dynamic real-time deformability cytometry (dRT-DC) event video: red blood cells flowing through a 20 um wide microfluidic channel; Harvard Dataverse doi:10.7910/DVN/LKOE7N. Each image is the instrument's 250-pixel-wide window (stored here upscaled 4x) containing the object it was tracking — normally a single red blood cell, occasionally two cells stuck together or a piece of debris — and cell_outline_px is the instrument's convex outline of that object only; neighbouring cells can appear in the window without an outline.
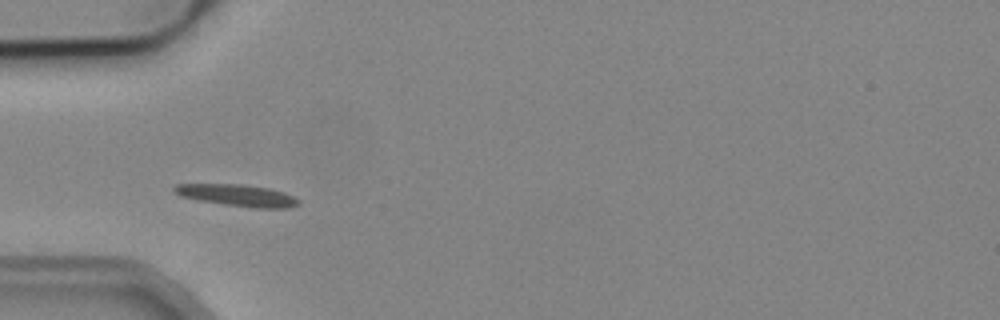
{"species": "common noctule bat (a hibernating species)", "species_latin": "Nyctalus noctula", "temperature_condition": "cold", "stored_images_in_passage": 4, "camera_frame_rate_fps": 3000, "um_per_image_px": 0.085, "animal": {"sex": "male", "body_mass_g": 19.2, "forearm_length_mm": 51.8}, "frame": {"image": 1, "passage_image": 4, "time_ms": 4.0, "image_size_px": [1000, 320], "cell_outline_px": [[300, 204], [284, 208], [256, 208], [224, 204], [196, 200], [180, 196], [172, 192], [172, 188], [176, 184], [240, 184], [268, 188], [284, 192], [300, 200]], "centroid_in_image_um": [20.13, 16.6], "position_along_channel_um": 64.9, "area_um2": 15.78}}